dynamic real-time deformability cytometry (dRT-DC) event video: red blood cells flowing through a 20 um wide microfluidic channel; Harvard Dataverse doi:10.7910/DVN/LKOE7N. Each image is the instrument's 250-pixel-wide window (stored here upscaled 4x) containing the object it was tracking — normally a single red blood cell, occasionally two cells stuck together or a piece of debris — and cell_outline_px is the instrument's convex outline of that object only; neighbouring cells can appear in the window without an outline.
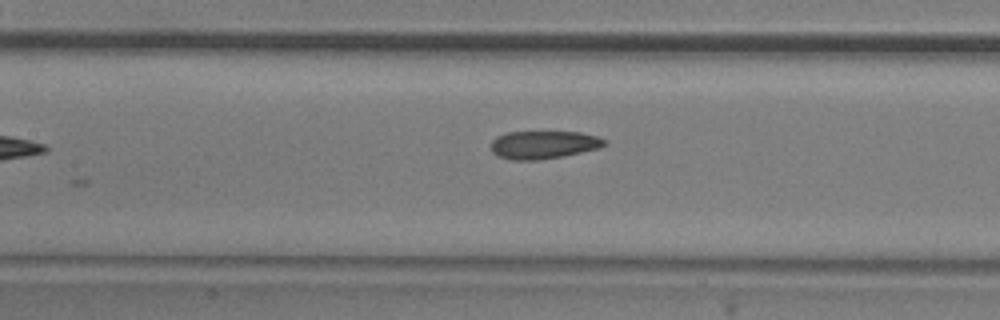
{"species": "common noctule bat (a hibernating species)", "species_latin": "Nyctalus noctula", "temperature_condition": "room temperature", "stored_images_in_passage": 8, "camera_frame_rate_fps": 3000, "um_per_image_px": 0.085, "animal": {"sex": "male", "body_mass_g": 20.5, "forearm_length_mm": 52.5}, "frame": {"image": 1, "passage_image": 7, "time_ms": 2.0, "image_size_px": [1000, 320], "cell_outline_px": [[608, 144], [600, 148], [560, 156], [536, 160], [512, 160], [496, 156], [492, 152], [492, 140], [496, 136], [508, 132], [580, 132], [596, 136], [608, 140]], "centroid_in_image_um": [46.2, 12.3], "position_along_channel_um": 161.2, "area_um2": 18.5}}
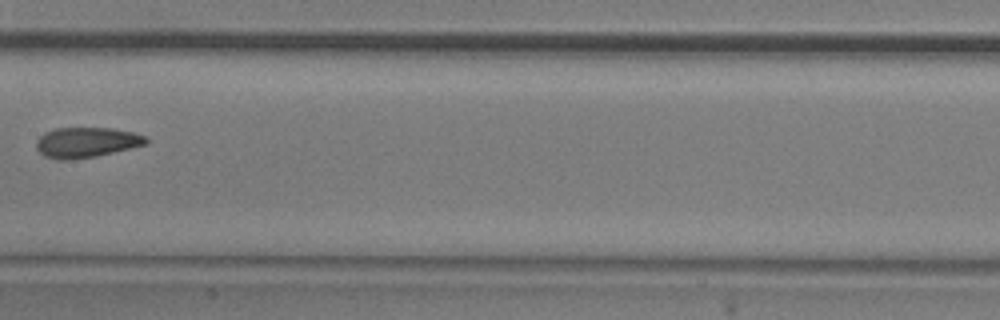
{"frame": {"image": 2, "passage_image": 8, "time_ms": 2.333, "image_size_px": [1000, 320], "cell_outline_px": [[148, 144], [96, 156], [64, 160], [60, 160], [44, 156], [36, 148], [36, 140], [44, 132], [56, 128], [112, 128], [136, 132], [148, 136]], "centroid_in_image_um": [7.38, 12.09], "position_along_channel_um": 200.0, "area_um2": 19.48}}